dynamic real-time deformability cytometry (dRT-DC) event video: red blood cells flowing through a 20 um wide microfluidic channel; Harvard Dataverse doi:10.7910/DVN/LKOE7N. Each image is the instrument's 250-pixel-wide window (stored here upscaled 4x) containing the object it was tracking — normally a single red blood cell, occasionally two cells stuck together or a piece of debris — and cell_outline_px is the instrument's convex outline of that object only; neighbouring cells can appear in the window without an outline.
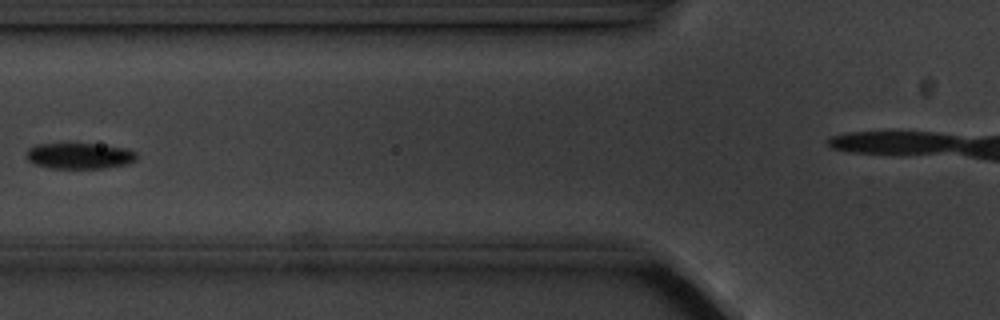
{"species": "common noctule bat (a hibernating species)", "species_latin": "Nyctalus noctula", "temperature_condition": "cold", "stored_images_in_passage": 10, "camera_frame_rate_fps": 3000, "um_per_image_px": 0.085, "animal": {"sex": "male", "body_mass_g": 20.1, "forearm_length_mm": 53.5}, "frame": {"image": 1, "passage_image": 7, "time_ms": 7.0, "image_size_px": [1000, 320], "cell_outline_px": [[136, 160], [128, 164], [104, 168], [52, 168], [32, 164], [28, 160], [28, 148], [36, 144], [92, 144], [124, 148], [136, 152]], "centroid_in_image_um": [6.75, 13.26], "position_along_channel_um": 119.1, "area_um2": 16.47}}